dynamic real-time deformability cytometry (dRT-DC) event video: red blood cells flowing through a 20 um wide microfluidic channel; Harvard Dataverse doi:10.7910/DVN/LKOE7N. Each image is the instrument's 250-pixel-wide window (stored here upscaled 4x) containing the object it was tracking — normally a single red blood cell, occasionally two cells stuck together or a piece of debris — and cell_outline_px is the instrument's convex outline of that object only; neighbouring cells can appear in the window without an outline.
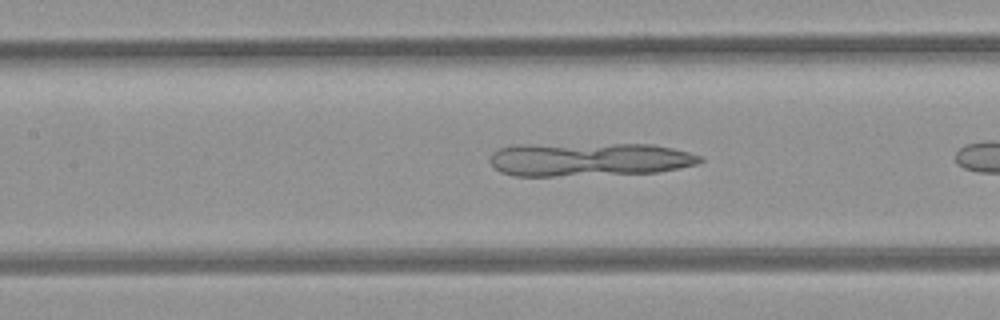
{"species": "common noctule bat (a hibernating species)", "species_latin": "Nyctalus noctula", "temperature_condition": "room temperature", "stored_images_in_passage": 9, "camera_frame_rate_fps": 3000, "um_per_image_px": 0.085, "animal": {"sex": "female", "body_mass_g": 21.9}, "frame": {"image": 1, "passage_image": 8, "time_ms": 2.333, "image_size_px": [1000, 320], "cell_outline_px": [[704, 160], [696, 164], [680, 168], [656, 172], [556, 176], [516, 176], [500, 172], [488, 160], [492, 152], [500, 148], [516, 144], [652, 144], [672, 148], [704, 156]], "centroid_in_image_um": [50.05, 13.54], "position_along_channel_um": 157.4, "area_um2": 41.33}}